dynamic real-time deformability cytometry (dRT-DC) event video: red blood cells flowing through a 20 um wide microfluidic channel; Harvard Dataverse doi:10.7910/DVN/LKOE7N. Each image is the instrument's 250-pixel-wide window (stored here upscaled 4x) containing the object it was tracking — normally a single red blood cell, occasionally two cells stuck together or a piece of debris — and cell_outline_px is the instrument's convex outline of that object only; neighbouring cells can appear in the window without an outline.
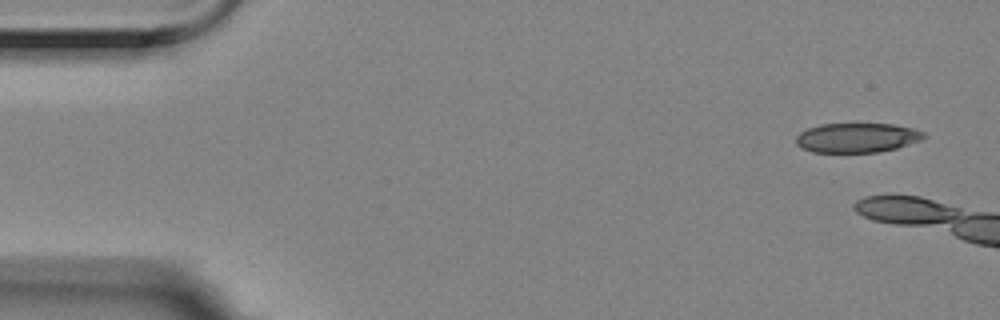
{"species": "Egyptian fruit bat (a non-hibernating species)", "species_latin": "Rousettus aegyptiacus", "temperature_condition": "room temperature", "stored_images_in_passage": 3, "camera_frame_rate_fps": 3000, "um_per_image_px": 0.085, "animal": {"sex": "female"}, "frame": {"image": 1, "passage_image": 1, "time_ms": 0.0, "image_size_px": [1000, 320], "cell_outline_px": [[928, 136], [924, 140], [896, 148], [880, 152], [812, 152], [800, 148], [796, 144], [796, 136], [800, 132], [808, 128], [820, 124], [892, 124], [912, 128], [924, 132]], "centroid_in_image_um": [72.86, 11.71], "position_along_channel_um": 12.1, "area_um2": 22.2}}